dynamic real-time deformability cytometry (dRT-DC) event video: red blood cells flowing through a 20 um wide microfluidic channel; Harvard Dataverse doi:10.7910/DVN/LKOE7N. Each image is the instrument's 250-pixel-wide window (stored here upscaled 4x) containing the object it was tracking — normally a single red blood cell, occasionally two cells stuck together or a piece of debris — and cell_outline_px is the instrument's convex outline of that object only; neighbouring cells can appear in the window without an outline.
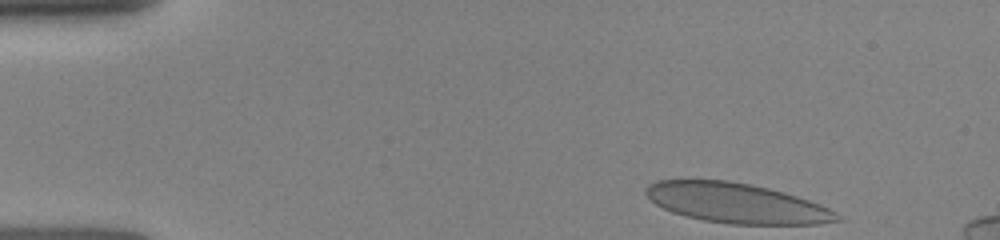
{"species": "human", "species_latin": "Homo sapiens", "temperature_condition": "room temperature", "stored_images_in_passage": 21, "camera_frame_rate_fps": 3000, "um_per_image_px": 0.085, "donor": {"sex": "female"}, "frame": {"image": 1, "passage_image": 1, "time_ms": 0.0, "image_size_px": [1000, 240], "cell_outline_px": [[840, 220], [816, 224], [732, 224], [704, 220], [672, 212], [656, 204], [644, 192], [644, 188], [648, 184], [656, 180], [728, 180], [752, 184], [784, 192], [820, 204], [828, 208]], "centroid_in_image_um": [62.54, 17.25], "position_along_channel_um": 22.5, "area_um2": 43.99}}
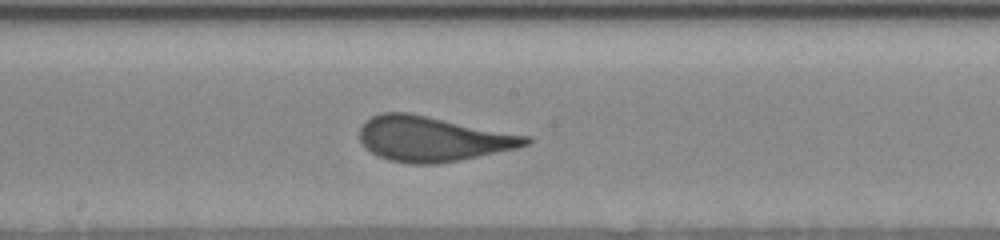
{"frame": {"image": 2, "passage_image": 13, "time_ms": 6.667, "image_size_px": [1000, 240], "cell_outline_px": [[532, 140], [528, 144], [516, 148], [460, 160], [436, 164], [408, 164], [388, 160], [372, 152], [360, 140], [360, 128], [364, 120], [372, 116], [384, 112], [408, 112], [532, 136]], "centroid_in_image_um": [36.79, 11.79], "position_along_channel_um": 211.4, "area_um2": 43.64}}
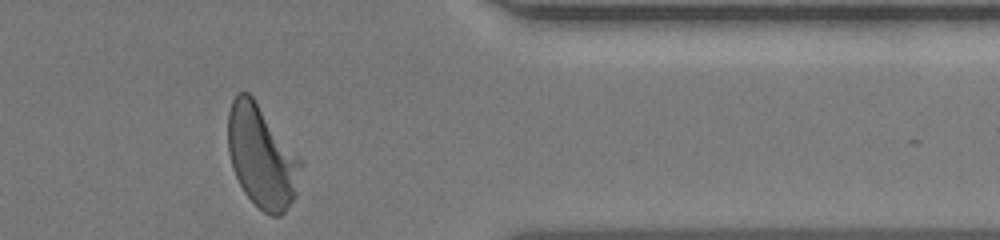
{"frame": {"image": 3, "passage_image": 21, "time_ms": 11.333, "image_size_px": [1000, 240], "cell_outline_px": [[304, 164], [296, 196], [284, 212], [280, 216], [272, 216], [264, 212], [244, 192], [232, 168], [228, 152], [228, 112], [232, 100], [236, 92], [248, 92], [252, 96], [300, 156]], "centroid_in_image_um": [22.27, 13.3], "position_along_channel_um": 389.1, "area_um2": 43.7}}